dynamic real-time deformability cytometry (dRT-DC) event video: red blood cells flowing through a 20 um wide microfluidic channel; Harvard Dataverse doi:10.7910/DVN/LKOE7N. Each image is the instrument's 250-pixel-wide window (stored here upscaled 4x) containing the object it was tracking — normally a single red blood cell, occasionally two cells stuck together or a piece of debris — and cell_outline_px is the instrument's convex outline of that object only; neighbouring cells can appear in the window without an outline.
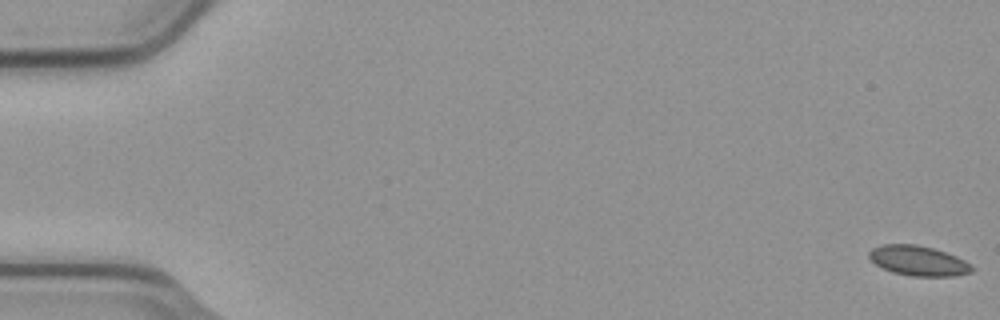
{"species": "common noctule bat (a hibernating species)", "species_latin": "Nyctalus noctula", "temperature_condition": "cold", "stored_images_in_passage": 16, "camera_frame_rate_fps": 3000, "um_per_image_px": 0.085, "animal": {"sex": "male", "body_mass_g": 23.1, "forearm_length_mm": 52.7}, "frame": {"image": 1, "passage_image": 1, "time_ms": 0.0, "image_size_px": [1000, 320], "cell_outline_px": [[976, 268], [972, 272], [952, 276], [912, 276], [892, 272], [876, 264], [868, 256], [868, 252], [872, 248], [884, 244], [916, 244], [932, 248], [956, 256], [972, 264]], "centroid_in_image_um": [78.08, 22.16], "position_along_channel_um": 6.9, "area_um2": 17.92}}
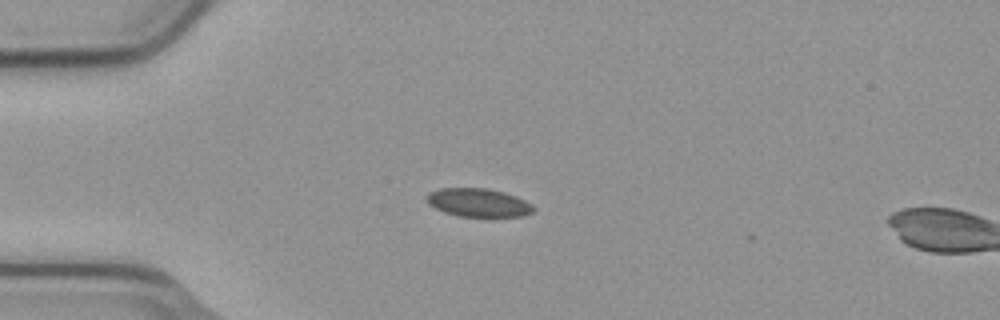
{"frame": {"image": 2, "passage_image": 15, "time_ms": 4.667, "image_size_px": [1000, 320], "cell_outline_px": [[536, 208], [532, 212], [524, 216], [456, 216], [444, 212], [428, 204], [424, 196], [428, 192], [440, 188], [488, 188], [504, 192], [516, 196], [532, 204]], "centroid_in_image_um": [40.63, 17.21], "position_along_channel_um": 44.4, "area_um2": 17.8}}